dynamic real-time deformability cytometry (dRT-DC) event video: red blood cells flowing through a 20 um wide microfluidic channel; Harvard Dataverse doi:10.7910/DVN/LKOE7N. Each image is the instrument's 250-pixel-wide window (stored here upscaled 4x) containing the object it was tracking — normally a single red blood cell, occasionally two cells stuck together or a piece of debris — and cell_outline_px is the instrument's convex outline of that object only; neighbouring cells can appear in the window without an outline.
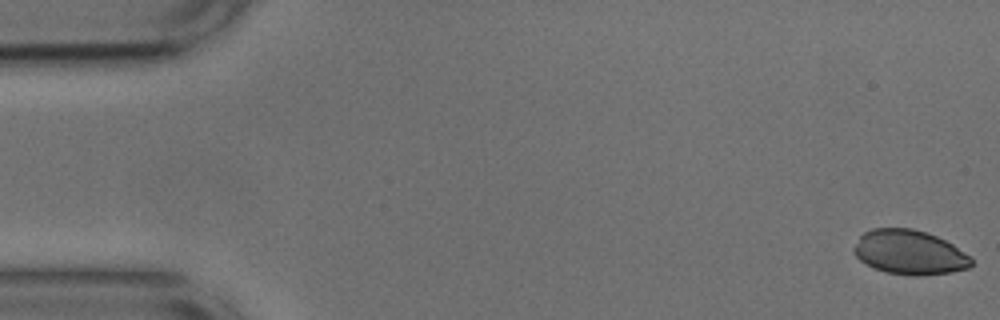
{"species": "common noctule bat (a hibernating species)", "species_latin": "Nyctalus noctula", "temperature_condition": "cold", "stored_images_in_passage": 53, "camera_frame_rate_fps": 3000, "um_per_image_px": 0.085, "animal": {"sex": "male", "body_mass_g": 17.9, "forearm_length_mm": 54.2}, "frame": {"image": 1, "passage_image": 1, "time_ms": 0.0, "image_size_px": [1000, 320], "cell_outline_px": [[972, 264], [968, 268], [952, 272], [920, 276], [916, 276], [888, 272], [872, 268], [860, 260], [852, 252], [852, 248], [860, 236], [864, 232], [872, 228], [912, 228], [936, 236], [952, 244], [972, 256]], "centroid_in_image_um": [77.3, 21.45], "position_along_channel_um": 7.7, "area_um2": 30.52}}
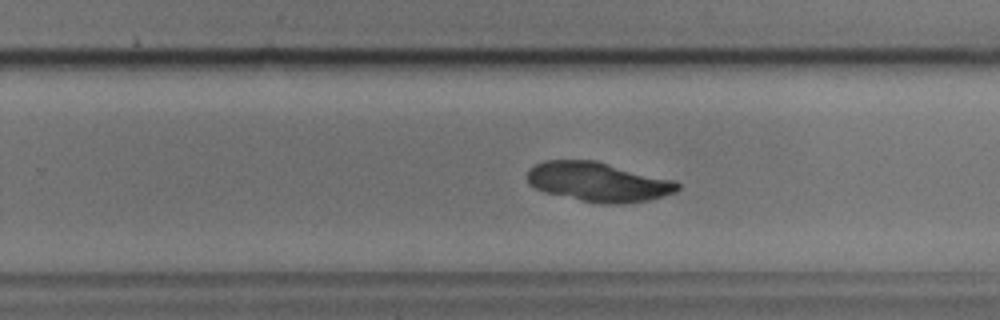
{"frame": {"image": 2, "passage_image": 33, "time_ms": 10.667, "image_size_px": [1000, 320], "cell_outline_px": [[680, 188], [676, 192], [648, 200], [620, 204], [600, 204], [580, 200], [544, 192], [528, 184], [528, 168], [544, 160], [596, 160], [676, 180], [680, 184]], "centroid_in_image_um": [50.87, 15.45], "position_along_channel_um": 278.9, "area_um2": 34.8}}
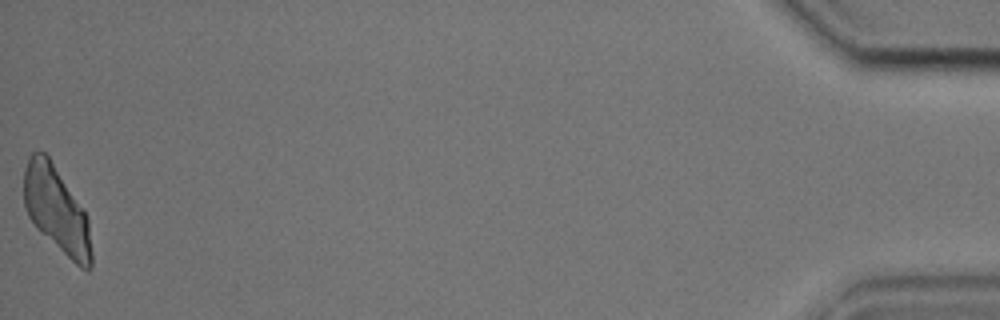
{"frame": {"image": 3, "passage_image": 53, "time_ms": 17.333, "image_size_px": [1000, 320], "cell_outline_px": [[92, 268], [88, 272], [80, 268], [36, 228], [28, 216], [24, 204], [24, 168], [28, 156], [32, 152], [44, 152], [48, 156], [88, 216], [92, 252]], "centroid_in_image_um": [4.82, 17.86], "position_along_channel_um": 430.4, "area_um2": 33.87}}